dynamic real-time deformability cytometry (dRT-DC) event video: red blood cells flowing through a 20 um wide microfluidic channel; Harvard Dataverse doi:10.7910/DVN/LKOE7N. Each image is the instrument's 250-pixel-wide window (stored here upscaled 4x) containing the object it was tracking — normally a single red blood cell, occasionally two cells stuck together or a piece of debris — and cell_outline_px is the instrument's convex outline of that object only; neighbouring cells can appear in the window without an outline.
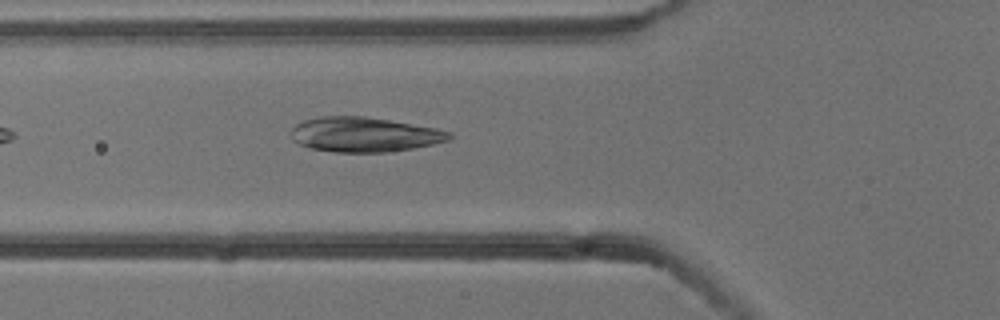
{"species": "common noctule bat (a hibernating species)", "species_latin": "Nyctalus noctula", "temperature_condition": "cold", "stored_images_in_passage": 5, "camera_frame_rate_fps": 3000, "um_per_image_px": 0.085, "animal": {"sex": "male", "body_mass_g": 13.3}, "frame": {"image": 1, "passage_image": 5, "time_ms": 1.333, "image_size_px": [1000, 320], "cell_outline_px": [[452, 136], [448, 140], [432, 144], [412, 148], [384, 152], [332, 152], [308, 148], [292, 140], [292, 128], [296, 124], [304, 120], [320, 116], [364, 116], [436, 128], [452, 132]], "centroid_in_image_um": [30.93, 11.43], "position_along_channel_um": 94.9, "area_um2": 31.91}}